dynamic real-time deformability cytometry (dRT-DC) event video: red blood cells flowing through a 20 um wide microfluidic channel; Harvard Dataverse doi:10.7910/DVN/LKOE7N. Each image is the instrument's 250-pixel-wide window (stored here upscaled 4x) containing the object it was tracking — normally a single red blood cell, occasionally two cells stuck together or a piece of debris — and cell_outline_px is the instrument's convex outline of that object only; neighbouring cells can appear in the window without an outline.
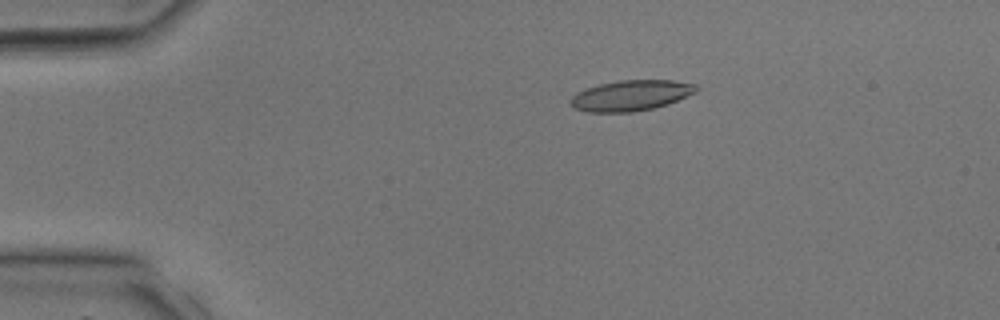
{"species": "common noctule bat (a hibernating species)", "species_latin": "Nyctalus noctula", "temperature_condition": "room temperature", "stored_images_in_passage": 37, "camera_frame_rate_fps": 3000, "um_per_image_px": 0.085, "animal": {"sex": "male", "body_mass_g": 17.9, "forearm_length_mm": 54.2}, "frame": {"image": 1, "passage_image": 6, "time_ms": 1.667, "image_size_px": [1000, 320], "cell_outline_px": [[700, 88], [696, 92], [668, 104], [652, 108], [632, 112], [588, 112], [576, 108], [572, 104], [572, 96], [576, 92], [600, 84], [620, 80], [672, 80], [696, 84]], "centroid_in_image_um": [53.67, 8.11], "position_along_channel_um": 31.3, "area_um2": 22.2}}
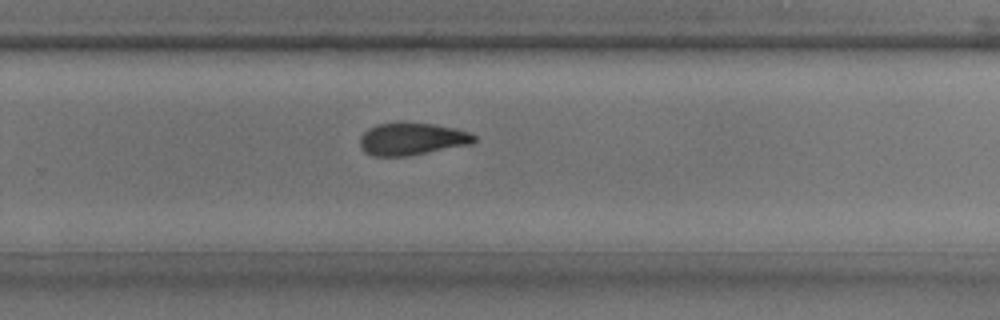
{"frame": {"image": 2, "passage_image": 24, "time_ms": 7.667, "image_size_px": [1000, 320], "cell_outline_px": [[476, 140], [472, 144], [408, 156], [372, 156], [364, 152], [360, 148], [360, 136], [368, 128], [376, 124], [436, 124], [468, 132], [476, 136]], "centroid_in_image_um": [34.99, 11.84], "position_along_channel_um": 294.8, "area_um2": 21.27}}
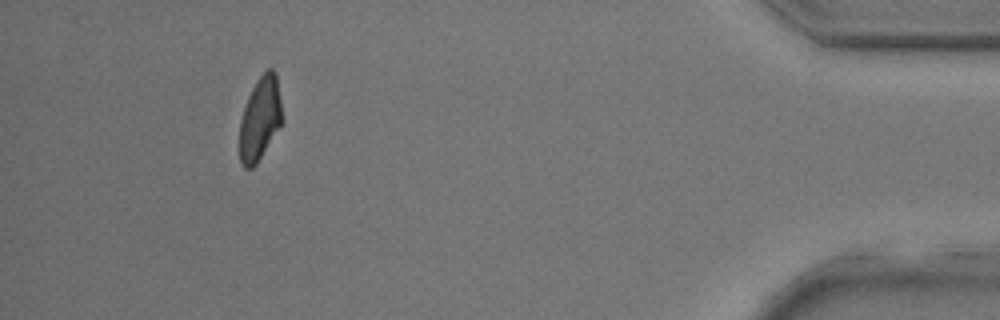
{"frame": {"image": 3, "passage_image": 34, "time_ms": 11.0, "image_size_px": [1000, 320], "cell_outline_px": [[284, 120], [256, 164], [252, 168], [244, 168], [240, 164], [240, 120], [248, 96], [256, 80], [268, 68], [272, 68], [276, 72]], "centroid_in_image_um": [22.12, 10.07], "position_along_channel_um": 413.1, "area_um2": 20.75}}